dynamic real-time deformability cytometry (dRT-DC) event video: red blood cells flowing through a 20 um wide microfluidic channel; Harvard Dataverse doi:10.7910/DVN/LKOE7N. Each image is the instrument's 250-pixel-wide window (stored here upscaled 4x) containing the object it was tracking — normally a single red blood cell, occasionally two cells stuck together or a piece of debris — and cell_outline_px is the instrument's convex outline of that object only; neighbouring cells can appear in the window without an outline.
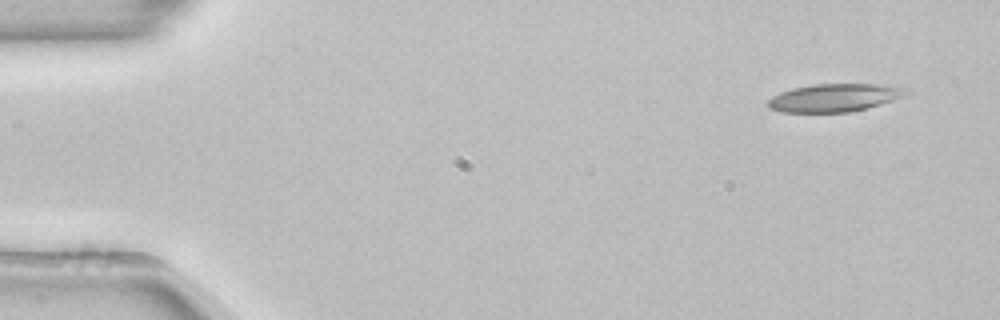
{"species": "common noctule bat (a hibernating species)", "species_latin": "Nyctalus noctula", "temperature_condition": "room temperature", "stored_images_in_passage": 50, "camera_frame_rate_fps": 3000, "um_per_image_px": 0.085, "animal": {"sex": "female", "body_mass_g": 22.7, "forearm_length_mm": 54.2}, "frame": {"image": 1, "passage_image": 1, "time_ms": 0.0, "image_size_px": [1000, 320], "cell_outline_px": [[908, 92], [892, 100], [868, 108], [848, 112], [780, 112], [768, 108], [768, 100], [772, 96], [780, 92], [792, 88], [812, 84], [876, 84], [908, 88]], "centroid_in_image_um": [70.86, 8.3], "position_along_channel_um": 14.1, "area_um2": 22.37}}
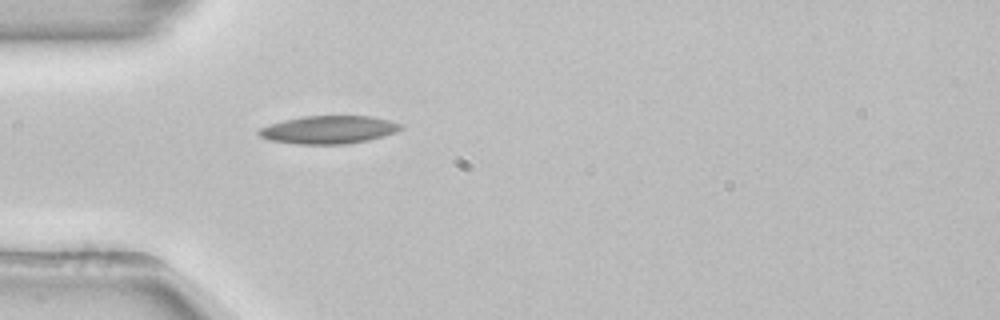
{"frame": {"image": 2, "passage_image": 13, "time_ms": 4.0, "image_size_px": [1000, 320], "cell_outline_px": [[404, 128], [396, 132], [368, 140], [344, 144], [296, 144], [268, 140], [260, 136], [256, 132], [260, 128], [284, 120], [304, 116], [372, 116], [404, 124]], "centroid_in_image_um": [27.96, 11.03], "position_along_channel_um": 57.0, "area_um2": 23.12}}
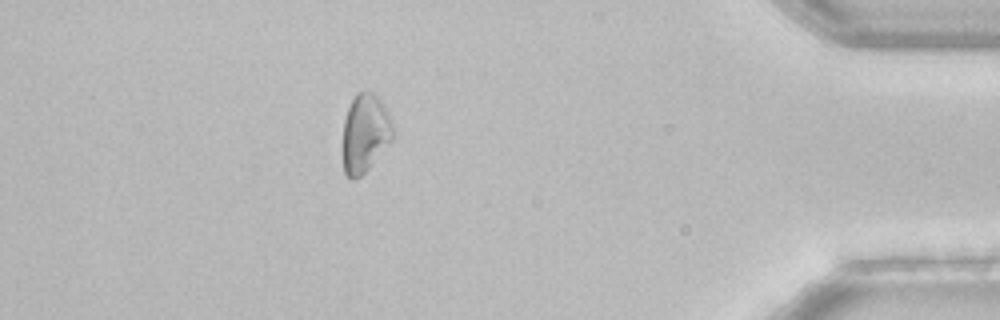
{"frame": {"image": 3, "passage_image": 44, "time_ms": 14.333, "image_size_px": [1000, 320], "cell_outline_px": [[396, 132], [392, 140], [372, 164], [360, 176], [352, 180], [344, 172], [340, 148], [344, 120], [348, 108], [356, 92], [376, 92], [384, 104], [396, 128]], "centroid_in_image_um": [31.02, 11.31], "position_along_channel_um": 404.2, "area_um2": 23.76}}